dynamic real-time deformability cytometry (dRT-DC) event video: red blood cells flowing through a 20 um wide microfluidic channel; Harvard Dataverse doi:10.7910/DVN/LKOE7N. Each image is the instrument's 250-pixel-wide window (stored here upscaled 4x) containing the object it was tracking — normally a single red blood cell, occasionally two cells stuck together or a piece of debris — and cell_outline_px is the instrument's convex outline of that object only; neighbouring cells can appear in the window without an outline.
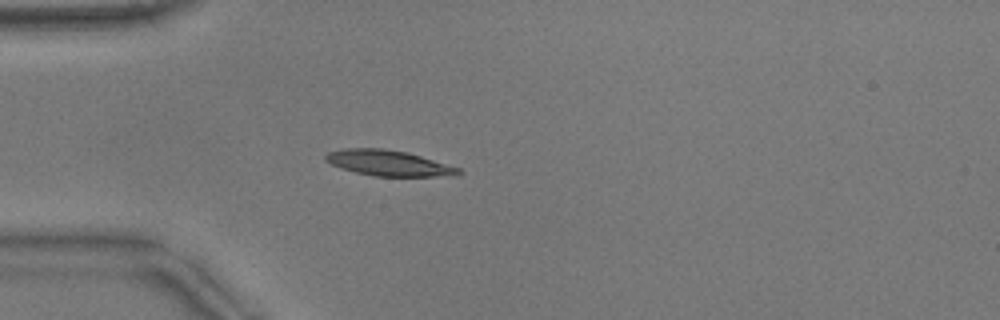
{"species": "common noctule bat (a hibernating species)", "species_latin": "Nyctalus noctula", "temperature_condition": "warm", "stored_images_in_passage": 39, "camera_frame_rate_fps": 3000, "um_per_image_px": 0.085, "animal": {"sex": "male", "body_mass_g": 17.9}, "frame": {"image": 1, "passage_image": 1, "time_ms": 0.0, "image_size_px": [1000, 320], "cell_outline_px": [[464, 172], [460, 176], [372, 176], [340, 168], [324, 160], [324, 156], [328, 152], [344, 148], [380, 148], [408, 152], [460, 168]], "centroid_in_image_um": [33.06, 13.86], "position_along_channel_um": 51.9, "area_um2": 20.0}}
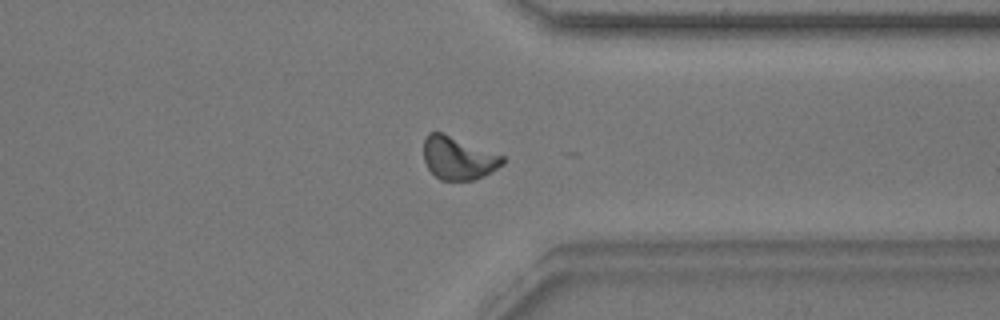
{"frame": {"image": 2, "passage_image": 27, "time_ms": 8.667, "image_size_px": [1000, 320], "cell_outline_px": [[504, 164], [484, 176], [472, 180], [440, 180], [428, 168], [424, 160], [424, 140], [428, 132], [440, 132], [504, 156]], "centroid_in_image_um": [38.94, 13.45], "position_along_channel_um": 372.5, "area_um2": 19.48}}
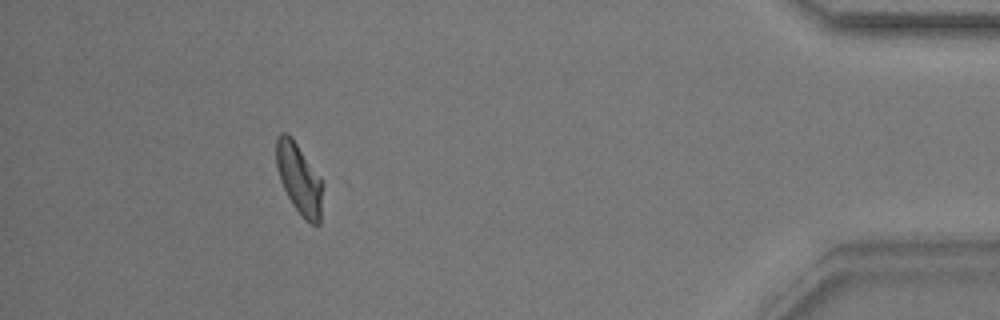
{"frame": {"image": 3, "passage_image": 34, "time_ms": 11.0, "image_size_px": [1000, 320], "cell_outline_px": [[324, 184], [320, 224], [312, 224], [304, 220], [292, 204], [280, 180], [276, 168], [276, 136], [280, 132], [288, 132], [292, 136], [320, 176]], "centroid_in_image_um": [25.44, 15.18], "position_along_channel_um": 409.8, "area_um2": 19.59}, "authors_computed_cell_mechanics": {"area_um2": 19.363, "velocity_mm_per_s": 3.8307, "shape_relaxation_time_tau1_ms": 5.8593, "shape_relaxation_time_tau2_ms": 2.7783, "deformation_change_tau1": 0.1661, "deformation_change_tau2": 0.0957}}